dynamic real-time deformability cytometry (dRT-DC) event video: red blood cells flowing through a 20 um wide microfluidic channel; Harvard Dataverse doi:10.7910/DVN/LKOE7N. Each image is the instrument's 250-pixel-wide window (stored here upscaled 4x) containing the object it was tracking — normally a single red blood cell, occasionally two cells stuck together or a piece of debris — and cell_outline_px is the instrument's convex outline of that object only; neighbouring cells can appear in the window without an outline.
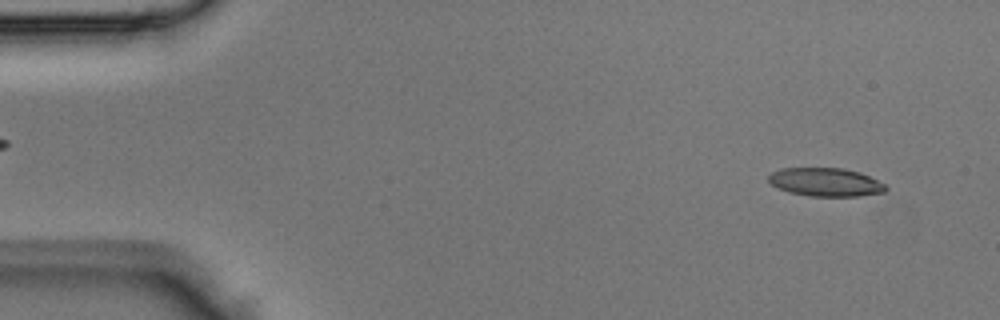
{"species": "Egyptian fruit bat (a non-hibernating species)", "species_latin": "Rousettus aegyptiacus", "temperature_condition": "room temperature", "stored_images_in_passage": 13, "camera_frame_rate_fps": 3000, "um_per_image_px": 0.085, "animal": {"sex": "male"}, "frame": {"image": 1, "passage_image": 3, "time_ms": 0.667, "image_size_px": [1000, 320], "cell_outline_px": [[888, 188], [884, 192], [856, 196], [808, 196], [788, 192], [772, 184], [768, 180], [768, 176], [772, 172], [780, 168], [844, 168], [860, 172], [884, 184]], "centroid_in_image_um": [70.16, 15.47], "position_along_channel_um": 14.8, "area_um2": 19.31}}
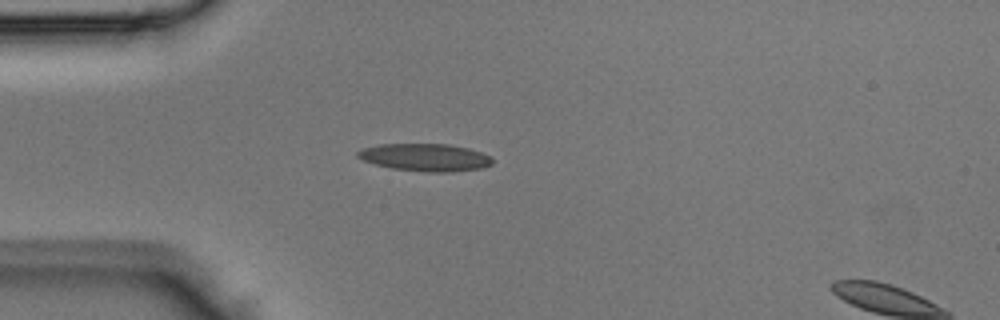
{"frame": {"image": 2, "passage_image": 11, "time_ms": 3.333, "image_size_px": [1000, 320], "cell_outline_px": [[492, 164], [480, 168], [452, 172], [428, 172], [392, 168], [376, 164], [364, 160], [356, 156], [356, 152], [364, 148], [380, 144], [448, 144], [468, 148], [480, 152], [488, 156], [492, 160]], "centroid_in_image_um": [36.13, 13.37], "position_along_channel_um": 48.9, "area_um2": 21.33}}